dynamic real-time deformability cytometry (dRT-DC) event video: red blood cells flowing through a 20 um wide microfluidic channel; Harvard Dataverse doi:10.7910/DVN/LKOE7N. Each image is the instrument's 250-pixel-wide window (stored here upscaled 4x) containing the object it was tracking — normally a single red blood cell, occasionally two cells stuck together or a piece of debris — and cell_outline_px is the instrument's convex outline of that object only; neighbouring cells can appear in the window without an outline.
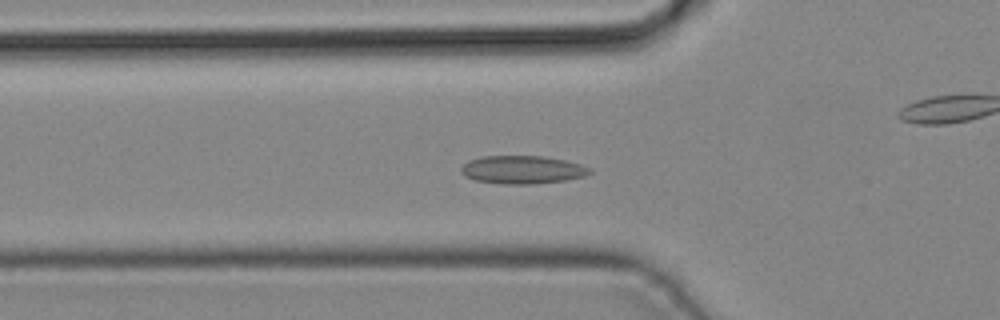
{"species": "common noctule bat (a hibernating species)", "species_latin": "Nyctalus noctula", "temperature_condition": "cold", "stored_images_in_passage": 38, "camera_frame_rate_fps": 3000, "um_per_image_px": 0.085, "animal": {"sex": "male", "body_mass_g": 19.2, "forearm_length_mm": 51.8}, "frame": {"image": 1, "passage_image": 14, "time_ms": 4.333, "image_size_px": [1000, 320], "cell_outline_px": [[592, 172], [584, 176], [564, 180], [528, 184], [504, 184], [476, 180], [464, 176], [460, 172], [460, 168], [468, 160], [484, 156], [544, 156], [564, 160], [580, 164], [592, 168]], "centroid_in_image_um": [44.38, 14.42], "position_along_channel_um": 81.4, "area_um2": 20.98}}
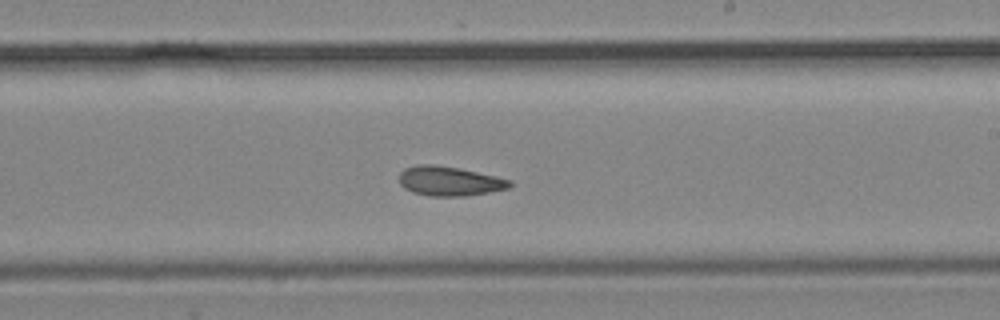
{"frame": {"image": 2, "passage_image": 25, "time_ms": 8.0, "image_size_px": [1000, 320], "cell_outline_px": [[512, 184], [508, 188], [488, 192], [464, 196], [428, 196], [412, 192], [404, 188], [400, 184], [400, 172], [404, 168], [420, 164], [432, 164], [460, 168], [496, 176], [512, 180]], "centroid_in_image_um": [38.19, 15.39], "position_along_channel_um": 250.8, "area_um2": 19.02}}
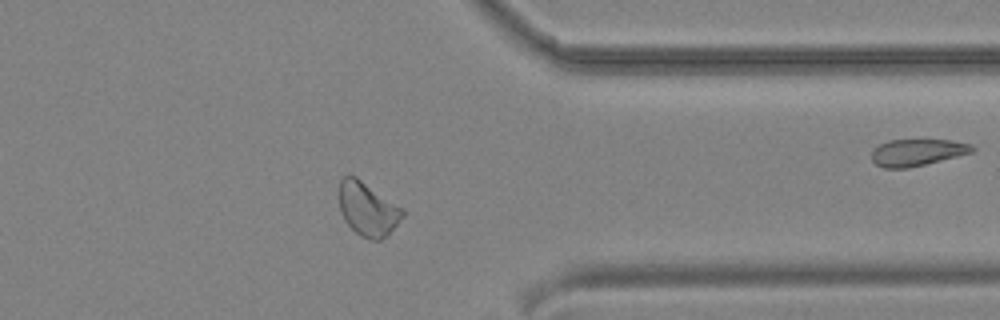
{"frame": {"image": 3, "passage_image": 34, "time_ms": 11.0, "image_size_px": [1000, 320], "cell_outline_px": [[404, 216], [388, 236], [380, 240], [372, 240], [360, 236], [344, 220], [340, 212], [336, 188], [340, 180], [344, 176], [356, 176], [404, 208]], "centroid_in_image_um": [31.23, 17.75], "position_along_channel_um": 380.2, "area_um2": 20.46}}